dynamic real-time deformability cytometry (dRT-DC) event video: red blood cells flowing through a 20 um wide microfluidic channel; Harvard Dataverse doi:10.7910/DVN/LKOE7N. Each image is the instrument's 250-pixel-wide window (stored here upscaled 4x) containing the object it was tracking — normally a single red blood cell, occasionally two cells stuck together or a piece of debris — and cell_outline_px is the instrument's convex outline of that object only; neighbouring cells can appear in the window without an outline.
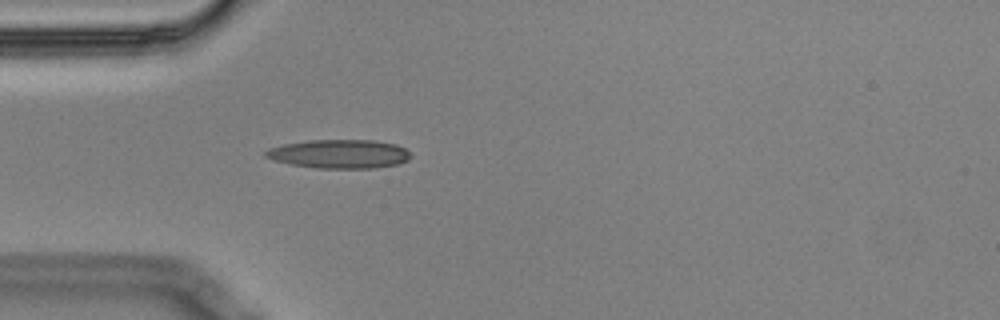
{"species": "Egyptian fruit bat (a non-hibernating species)", "species_latin": "Rousettus aegyptiacus", "temperature_condition": "cold", "stored_images_in_passage": 4, "camera_frame_rate_fps": 3000, "um_per_image_px": 0.085, "animal": {"sex": "male"}, "frame": {"image": 1, "passage_image": 4, "time_ms": 1.0, "image_size_px": [1000, 320], "cell_outline_px": [[412, 156], [408, 160], [400, 164], [376, 168], [320, 168], [292, 164], [276, 160], [264, 156], [264, 152], [268, 148], [284, 144], [308, 140], [372, 140], [396, 144], [404, 148]], "centroid_in_image_um": [28.88, 13.08], "position_along_channel_um": 56.1, "area_um2": 24.28}}